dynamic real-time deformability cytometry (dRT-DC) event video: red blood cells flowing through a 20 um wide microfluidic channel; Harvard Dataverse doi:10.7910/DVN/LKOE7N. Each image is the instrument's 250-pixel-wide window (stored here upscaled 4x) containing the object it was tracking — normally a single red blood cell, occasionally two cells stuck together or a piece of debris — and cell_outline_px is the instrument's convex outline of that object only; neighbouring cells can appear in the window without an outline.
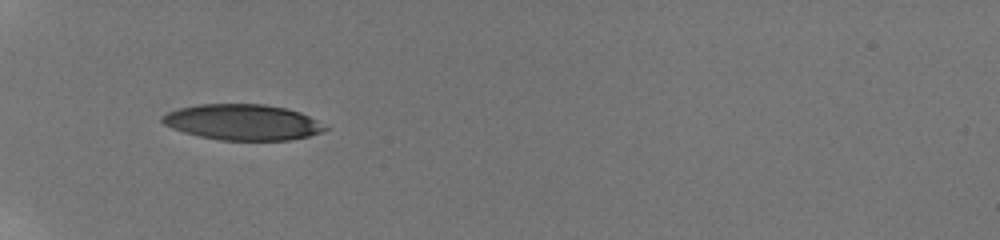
{"species": "human", "species_latin": "Homo sapiens", "temperature_condition": "room temperature", "stored_images_in_passage": 9, "camera_frame_rate_fps": 3000, "um_per_image_px": 0.085, "donor": {"sex": "male"}, "frame": {"image": 1, "passage_image": 1, "time_ms": 0.0, "image_size_px": [1000, 240], "cell_outline_px": [[332, 128], [324, 132], [308, 136], [288, 140], [220, 140], [200, 136], [184, 132], [172, 128], [164, 124], [160, 120], [160, 116], [168, 112], [180, 108], [200, 104], [264, 104], [284, 108], [300, 112]], "centroid_in_image_um": [20.65, 10.39], "position_along_channel_um": 64.4, "area_um2": 33.93}}
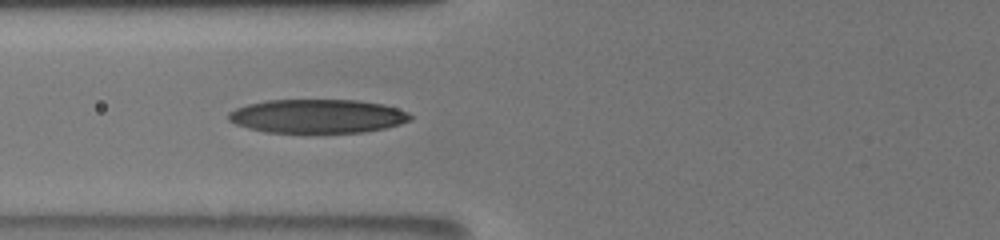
{"frame": {"image": 2, "passage_image": 8, "time_ms": 1.333, "image_size_px": [1000, 240], "cell_outline_px": [[412, 120], [400, 124], [384, 128], [364, 132], [304, 136], [264, 132], [248, 128], [236, 124], [228, 120], [228, 112], [236, 108], [248, 104], [264, 100], [356, 100], [380, 104], [396, 108], [408, 112], [412, 116]], "centroid_in_image_um": [26.94, 9.93], "position_along_channel_um": 98.9, "area_um2": 37.17}}